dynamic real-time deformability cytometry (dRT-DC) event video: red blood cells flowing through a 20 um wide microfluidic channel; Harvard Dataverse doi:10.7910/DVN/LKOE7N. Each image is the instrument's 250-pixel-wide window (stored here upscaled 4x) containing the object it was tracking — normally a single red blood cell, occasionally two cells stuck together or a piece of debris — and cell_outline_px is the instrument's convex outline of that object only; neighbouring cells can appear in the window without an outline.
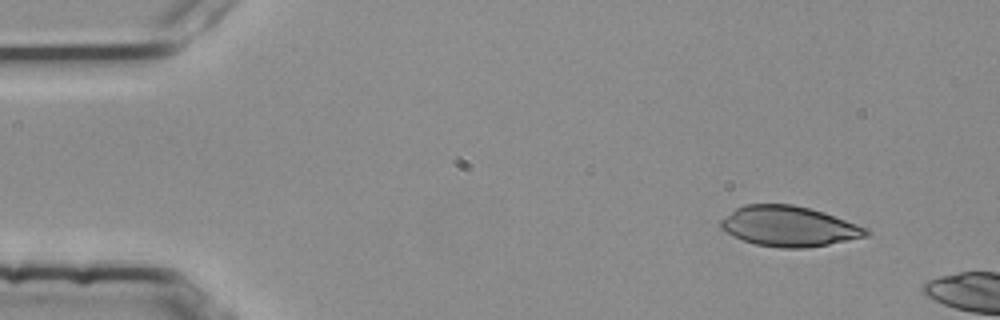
{"species": "common noctule bat (a hibernating species)", "species_latin": "Nyctalus noctula", "temperature_condition": "room temperature", "stored_images_in_passage": 2, "camera_frame_rate_fps": 3000, "um_per_image_px": 0.085, "animal": {"sex": "female", "body_mass_g": 25.1}, "frame": {"image": 1, "passage_image": 1, "time_ms": 0.0, "image_size_px": [1000, 320], "cell_outline_px": [[872, 232], [868, 236], [828, 244], [804, 248], [780, 248], [756, 244], [744, 240], [720, 228], [720, 220], [736, 208], [744, 204], [792, 204], [824, 212], [856, 224]], "centroid_in_image_um": [67.06, 19.23], "position_along_channel_um": 17.9, "area_um2": 33.76}}